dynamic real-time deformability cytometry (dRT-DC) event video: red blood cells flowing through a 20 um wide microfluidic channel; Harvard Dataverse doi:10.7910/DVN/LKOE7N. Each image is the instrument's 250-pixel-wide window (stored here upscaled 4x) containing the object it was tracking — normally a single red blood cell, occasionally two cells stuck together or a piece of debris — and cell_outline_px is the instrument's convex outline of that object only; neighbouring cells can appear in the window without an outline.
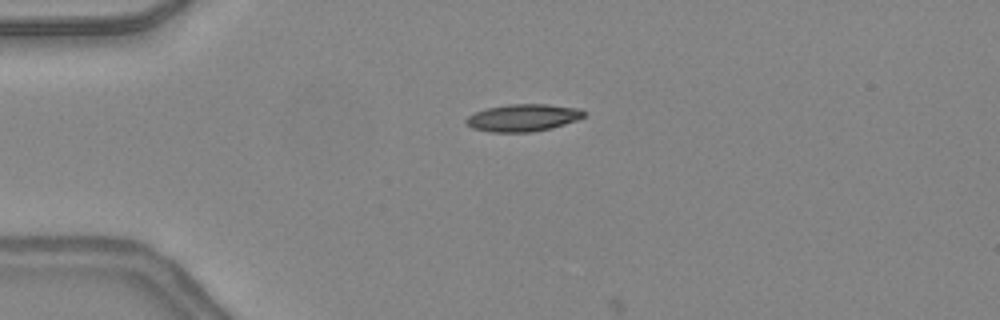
{"species": "common noctule bat (a hibernating species)", "species_latin": "Nyctalus noctula", "temperature_condition": "warm", "stored_images_in_passage": 3, "camera_frame_rate_fps": 3000, "um_per_image_px": 0.085, "animal": {"sex": "female", "body_mass_g": 24.6, "forearm_length_mm": 56.2}, "frame": {"image": 1, "passage_image": 2, "time_ms": 0.333, "image_size_px": [1000, 320], "cell_outline_px": [[588, 112], [584, 116], [576, 120], [552, 128], [532, 132], [488, 132], [472, 128], [464, 120], [468, 116], [476, 112], [488, 108], [508, 104], [548, 104], [580, 108]], "centroid_in_image_um": [44.48, 10.0], "position_along_channel_um": 40.5, "area_um2": 18.79}}